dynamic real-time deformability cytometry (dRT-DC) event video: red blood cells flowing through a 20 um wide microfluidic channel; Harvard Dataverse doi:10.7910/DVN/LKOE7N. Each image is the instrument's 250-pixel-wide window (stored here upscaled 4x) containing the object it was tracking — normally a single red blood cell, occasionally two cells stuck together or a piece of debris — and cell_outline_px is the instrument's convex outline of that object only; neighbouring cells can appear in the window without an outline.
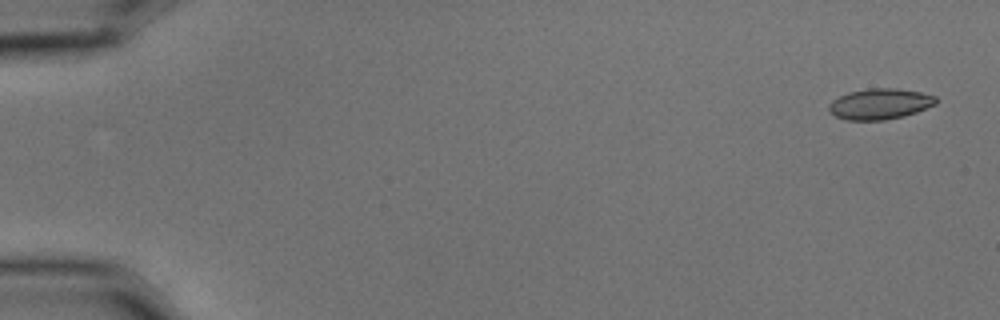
{"species": "common noctule bat (a hibernating species)", "species_latin": "Nyctalus noctula", "temperature_condition": "cold", "stored_images_in_passage": 6, "camera_frame_rate_fps": 3000, "um_per_image_px": 0.085, "animal": {"sex": "male", "body_mass_g": 15.6}, "frame": {"image": 1, "passage_image": 6, "time_ms": 1.667, "image_size_px": [1000, 320], "cell_outline_px": [[936, 104], [916, 112], [904, 116], [884, 120], [848, 120], [836, 116], [828, 108], [828, 104], [832, 100], [848, 92], [868, 88], [896, 88], [920, 92], [936, 96]], "centroid_in_image_um": [74.79, 8.83], "position_along_channel_um": 10.2, "area_um2": 19.13}}